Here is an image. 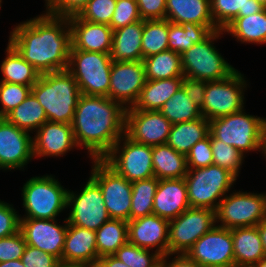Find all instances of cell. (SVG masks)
I'll list each match as a JSON object with an SVG mask.
<instances>
[{"label": "cell", "mask_w": 266, "mask_h": 267, "mask_svg": "<svg viewBox=\"0 0 266 267\" xmlns=\"http://www.w3.org/2000/svg\"><path fill=\"white\" fill-rule=\"evenodd\" d=\"M8 42L40 74L67 70L71 48L69 17L42 13L14 26Z\"/></svg>", "instance_id": "cell-1"}, {"label": "cell", "mask_w": 266, "mask_h": 267, "mask_svg": "<svg viewBox=\"0 0 266 267\" xmlns=\"http://www.w3.org/2000/svg\"><path fill=\"white\" fill-rule=\"evenodd\" d=\"M126 109L105 96L81 94L72 129L77 147L92 159H102L125 134Z\"/></svg>", "instance_id": "cell-2"}, {"label": "cell", "mask_w": 266, "mask_h": 267, "mask_svg": "<svg viewBox=\"0 0 266 267\" xmlns=\"http://www.w3.org/2000/svg\"><path fill=\"white\" fill-rule=\"evenodd\" d=\"M31 93L45 110L48 121L72 124L81 93L68 70L41 74Z\"/></svg>", "instance_id": "cell-3"}, {"label": "cell", "mask_w": 266, "mask_h": 267, "mask_svg": "<svg viewBox=\"0 0 266 267\" xmlns=\"http://www.w3.org/2000/svg\"><path fill=\"white\" fill-rule=\"evenodd\" d=\"M21 191L26 214L20 218L57 219L67 209L68 189L51 174L31 177Z\"/></svg>", "instance_id": "cell-4"}, {"label": "cell", "mask_w": 266, "mask_h": 267, "mask_svg": "<svg viewBox=\"0 0 266 267\" xmlns=\"http://www.w3.org/2000/svg\"><path fill=\"white\" fill-rule=\"evenodd\" d=\"M184 178L190 207L214 211L237 180L233 173L214 164L188 169Z\"/></svg>", "instance_id": "cell-5"}, {"label": "cell", "mask_w": 266, "mask_h": 267, "mask_svg": "<svg viewBox=\"0 0 266 267\" xmlns=\"http://www.w3.org/2000/svg\"><path fill=\"white\" fill-rule=\"evenodd\" d=\"M224 33L221 29L215 30L201 43H195L181 53L184 77L207 82L216 81L228 78L237 70L214 46V41L221 38Z\"/></svg>", "instance_id": "cell-6"}, {"label": "cell", "mask_w": 266, "mask_h": 267, "mask_svg": "<svg viewBox=\"0 0 266 267\" xmlns=\"http://www.w3.org/2000/svg\"><path fill=\"white\" fill-rule=\"evenodd\" d=\"M263 117L250 115L245 109L209 121L210 134L226 145L233 146L245 156L261 151Z\"/></svg>", "instance_id": "cell-7"}, {"label": "cell", "mask_w": 266, "mask_h": 267, "mask_svg": "<svg viewBox=\"0 0 266 267\" xmlns=\"http://www.w3.org/2000/svg\"><path fill=\"white\" fill-rule=\"evenodd\" d=\"M112 62L109 53L70 50L67 70L81 94L108 97Z\"/></svg>", "instance_id": "cell-8"}, {"label": "cell", "mask_w": 266, "mask_h": 267, "mask_svg": "<svg viewBox=\"0 0 266 267\" xmlns=\"http://www.w3.org/2000/svg\"><path fill=\"white\" fill-rule=\"evenodd\" d=\"M234 191L219 202L215 211L217 226L227 229L250 227L257 226L266 219V194L264 192L257 194Z\"/></svg>", "instance_id": "cell-9"}, {"label": "cell", "mask_w": 266, "mask_h": 267, "mask_svg": "<svg viewBox=\"0 0 266 267\" xmlns=\"http://www.w3.org/2000/svg\"><path fill=\"white\" fill-rule=\"evenodd\" d=\"M102 160L131 183L154 177L152 146L136 143L125 134Z\"/></svg>", "instance_id": "cell-10"}, {"label": "cell", "mask_w": 266, "mask_h": 267, "mask_svg": "<svg viewBox=\"0 0 266 267\" xmlns=\"http://www.w3.org/2000/svg\"><path fill=\"white\" fill-rule=\"evenodd\" d=\"M236 70L226 79L208 81L205 88L201 114L208 121L238 112L244 108L247 81Z\"/></svg>", "instance_id": "cell-11"}, {"label": "cell", "mask_w": 266, "mask_h": 267, "mask_svg": "<svg viewBox=\"0 0 266 267\" xmlns=\"http://www.w3.org/2000/svg\"><path fill=\"white\" fill-rule=\"evenodd\" d=\"M90 177L100 186L111 219L130 220L132 183L117 174L102 159H92Z\"/></svg>", "instance_id": "cell-12"}, {"label": "cell", "mask_w": 266, "mask_h": 267, "mask_svg": "<svg viewBox=\"0 0 266 267\" xmlns=\"http://www.w3.org/2000/svg\"><path fill=\"white\" fill-rule=\"evenodd\" d=\"M79 193V194H78ZM68 190L67 195V222L71 225L96 231L110 216L105 207L100 186L89 176L80 192Z\"/></svg>", "instance_id": "cell-13"}, {"label": "cell", "mask_w": 266, "mask_h": 267, "mask_svg": "<svg viewBox=\"0 0 266 267\" xmlns=\"http://www.w3.org/2000/svg\"><path fill=\"white\" fill-rule=\"evenodd\" d=\"M216 226V213L208 208H188L169 221L168 253H187L192 245Z\"/></svg>", "instance_id": "cell-14"}, {"label": "cell", "mask_w": 266, "mask_h": 267, "mask_svg": "<svg viewBox=\"0 0 266 267\" xmlns=\"http://www.w3.org/2000/svg\"><path fill=\"white\" fill-rule=\"evenodd\" d=\"M202 267H235L232 229L215 226L186 253Z\"/></svg>", "instance_id": "cell-15"}, {"label": "cell", "mask_w": 266, "mask_h": 267, "mask_svg": "<svg viewBox=\"0 0 266 267\" xmlns=\"http://www.w3.org/2000/svg\"><path fill=\"white\" fill-rule=\"evenodd\" d=\"M146 81L143 61H113L108 97L125 109L133 107Z\"/></svg>", "instance_id": "cell-16"}, {"label": "cell", "mask_w": 266, "mask_h": 267, "mask_svg": "<svg viewBox=\"0 0 266 267\" xmlns=\"http://www.w3.org/2000/svg\"><path fill=\"white\" fill-rule=\"evenodd\" d=\"M172 123L159 111L135 110L125 112V135L132 141L148 146L166 144Z\"/></svg>", "instance_id": "cell-17"}, {"label": "cell", "mask_w": 266, "mask_h": 267, "mask_svg": "<svg viewBox=\"0 0 266 267\" xmlns=\"http://www.w3.org/2000/svg\"><path fill=\"white\" fill-rule=\"evenodd\" d=\"M29 132L0 118V170H24L33 160V142Z\"/></svg>", "instance_id": "cell-18"}, {"label": "cell", "mask_w": 266, "mask_h": 267, "mask_svg": "<svg viewBox=\"0 0 266 267\" xmlns=\"http://www.w3.org/2000/svg\"><path fill=\"white\" fill-rule=\"evenodd\" d=\"M57 219L20 218V231L29 246L36 247L61 261L68 222Z\"/></svg>", "instance_id": "cell-19"}, {"label": "cell", "mask_w": 266, "mask_h": 267, "mask_svg": "<svg viewBox=\"0 0 266 267\" xmlns=\"http://www.w3.org/2000/svg\"><path fill=\"white\" fill-rule=\"evenodd\" d=\"M169 220L156 214L128 221V242L158 254H168Z\"/></svg>", "instance_id": "cell-20"}, {"label": "cell", "mask_w": 266, "mask_h": 267, "mask_svg": "<svg viewBox=\"0 0 266 267\" xmlns=\"http://www.w3.org/2000/svg\"><path fill=\"white\" fill-rule=\"evenodd\" d=\"M33 135L34 158L61 157L77 148L72 124L47 121Z\"/></svg>", "instance_id": "cell-21"}, {"label": "cell", "mask_w": 266, "mask_h": 267, "mask_svg": "<svg viewBox=\"0 0 266 267\" xmlns=\"http://www.w3.org/2000/svg\"><path fill=\"white\" fill-rule=\"evenodd\" d=\"M70 50L111 53L113 30L109 25L87 22L78 15L69 17Z\"/></svg>", "instance_id": "cell-22"}, {"label": "cell", "mask_w": 266, "mask_h": 267, "mask_svg": "<svg viewBox=\"0 0 266 267\" xmlns=\"http://www.w3.org/2000/svg\"><path fill=\"white\" fill-rule=\"evenodd\" d=\"M190 208L185 178L159 180L153 214L172 220Z\"/></svg>", "instance_id": "cell-23"}, {"label": "cell", "mask_w": 266, "mask_h": 267, "mask_svg": "<svg viewBox=\"0 0 266 267\" xmlns=\"http://www.w3.org/2000/svg\"><path fill=\"white\" fill-rule=\"evenodd\" d=\"M61 261L95 267L98 261L96 232L68 223Z\"/></svg>", "instance_id": "cell-24"}, {"label": "cell", "mask_w": 266, "mask_h": 267, "mask_svg": "<svg viewBox=\"0 0 266 267\" xmlns=\"http://www.w3.org/2000/svg\"><path fill=\"white\" fill-rule=\"evenodd\" d=\"M235 267H253L265 256L257 226L232 229Z\"/></svg>", "instance_id": "cell-25"}, {"label": "cell", "mask_w": 266, "mask_h": 267, "mask_svg": "<svg viewBox=\"0 0 266 267\" xmlns=\"http://www.w3.org/2000/svg\"><path fill=\"white\" fill-rule=\"evenodd\" d=\"M144 20L113 30L112 61H143L142 33Z\"/></svg>", "instance_id": "cell-26"}, {"label": "cell", "mask_w": 266, "mask_h": 267, "mask_svg": "<svg viewBox=\"0 0 266 267\" xmlns=\"http://www.w3.org/2000/svg\"><path fill=\"white\" fill-rule=\"evenodd\" d=\"M165 19L174 24L215 25L210 0H166Z\"/></svg>", "instance_id": "cell-27"}, {"label": "cell", "mask_w": 266, "mask_h": 267, "mask_svg": "<svg viewBox=\"0 0 266 267\" xmlns=\"http://www.w3.org/2000/svg\"><path fill=\"white\" fill-rule=\"evenodd\" d=\"M183 77L147 80L133 108L143 111H159L165 102L182 86Z\"/></svg>", "instance_id": "cell-28"}, {"label": "cell", "mask_w": 266, "mask_h": 267, "mask_svg": "<svg viewBox=\"0 0 266 267\" xmlns=\"http://www.w3.org/2000/svg\"><path fill=\"white\" fill-rule=\"evenodd\" d=\"M223 31L241 44H266V8L248 16H237Z\"/></svg>", "instance_id": "cell-29"}, {"label": "cell", "mask_w": 266, "mask_h": 267, "mask_svg": "<svg viewBox=\"0 0 266 267\" xmlns=\"http://www.w3.org/2000/svg\"><path fill=\"white\" fill-rule=\"evenodd\" d=\"M152 163L154 176L158 180L184 178L188 172L186 156L167 143L152 147Z\"/></svg>", "instance_id": "cell-30"}, {"label": "cell", "mask_w": 266, "mask_h": 267, "mask_svg": "<svg viewBox=\"0 0 266 267\" xmlns=\"http://www.w3.org/2000/svg\"><path fill=\"white\" fill-rule=\"evenodd\" d=\"M209 133V121L202 116L193 121L173 124L167 144L176 152L186 156L191 148Z\"/></svg>", "instance_id": "cell-31"}, {"label": "cell", "mask_w": 266, "mask_h": 267, "mask_svg": "<svg viewBox=\"0 0 266 267\" xmlns=\"http://www.w3.org/2000/svg\"><path fill=\"white\" fill-rule=\"evenodd\" d=\"M215 30H218L215 25L190 22L180 25L168 21V48L181 54L195 43H201Z\"/></svg>", "instance_id": "cell-32"}, {"label": "cell", "mask_w": 266, "mask_h": 267, "mask_svg": "<svg viewBox=\"0 0 266 267\" xmlns=\"http://www.w3.org/2000/svg\"><path fill=\"white\" fill-rule=\"evenodd\" d=\"M5 53L6 58H4L0 65L1 73L3 74L1 81L32 87L38 81L41 74L24 60L9 42Z\"/></svg>", "instance_id": "cell-33"}, {"label": "cell", "mask_w": 266, "mask_h": 267, "mask_svg": "<svg viewBox=\"0 0 266 267\" xmlns=\"http://www.w3.org/2000/svg\"><path fill=\"white\" fill-rule=\"evenodd\" d=\"M210 5L214 24L221 30L237 16H248L264 9L256 0H210Z\"/></svg>", "instance_id": "cell-34"}, {"label": "cell", "mask_w": 266, "mask_h": 267, "mask_svg": "<svg viewBox=\"0 0 266 267\" xmlns=\"http://www.w3.org/2000/svg\"><path fill=\"white\" fill-rule=\"evenodd\" d=\"M4 118L32 134L48 121L45 110L32 93Z\"/></svg>", "instance_id": "cell-35"}, {"label": "cell", "mask_w": 266, "mask_h": 267, "mask_svg": "<svg viewBox=\"0 0 266 267\" xmlns=\"http://www.w3.org/2000/svg\"><path fill=\"white\" fill-rule=\"evenodd\" d=\"M147 80L184 77L181 54L166 50L143 59Z\"/></svg>", "instance_id": "cell-36"}, {"label": "cell", "mask_w": 266, "mask_h": 267, "mask_svg": "<svg viewBox=\"0 0 266 267\" xmlns=\"http://www.w3.org/2000/svg\"><path fill=\"white\" fill-rule=\"evenodd\" d=\"M95 232L99 259L103 256L113 255L128 241V222L121 219H110Z\"/></svg>", "instance_id": "cell-37"}, {"label": "cell", "mask_w": 266, "mask_h": 267, "mask_svg": "<svg viewBox=\"0 0 266 267\" xmlns=\"http://www.w3.org/2000/svg\"><path fill=\"white\" fill-rule=\"evenodd\" d=\"M159 112L173 124L189 122L202 117L200 108L180 89L164 103Z\"/></svg>", "instance_id": "cell-38"}, {"label": "cell", "mask_w": 266, "mask_h": 267, "mask_svg": "<svg viewBox=\"0 0 266 267\" xmlns=\"http://www.w3.org/2000/svg\"><path fill=\"white\" fill-rule=\"evenodd\" d=\"M158 183L159 180L155 176L132 182L130 220L153 214Z\"/></svg>", "instance_id": "cell-39"}, {"label": "cell", "mask_w": 266, "mask_h": 267, "mask_svg": "<svg viewBox=\"0 0 266 267\" xmlns=\"http://www.w3.org/2000/svg\"><path fill=\"white\" fill-rule=\"evenodd\" d=\"M168 20H144L142 33L143 59L168 48Z\"/></svg>", "instance_id": "cell-40"}, {"label": "cell", "mask_w": 266, "mask_h": 267, "mask_svg": "<svg viewBox=\"0 0 266 267\" xmlns=\"http://www.w3.org/2000/svg\"><path fill=\"white\" fill-rule=\"evenodd\" d=\"M150 252L127 241L113 255L130 267H160L161 255Z\"/></svg>", "instance_id": "cell-41"}, {"label": "cell", "mask_w": 266, "mask_h": 267, "mask_svg": "<svg viewBox=\"0 0 266 267\" xmlns=\"http://www.w3.org/2000/svg\"><path fill=\"white\" fill-rule=\"evenodd\" d=\"M210 139L213 151V164L227 169L238 178L240 168H242L246 156L235 147L226 145L222 141L215 139L211 134Z\"/></svg>", "instance_id": "cell-42"}, {"label": "cell", "mask_w": 266, "mask_h": 267, "mask_svg": "<svg viewBox=\"0 0 266 267\" xmlns=\"http://www.w3.org/2000/svg\"><path fill=\"white\" fill-rule=\"evenodd\" d=\"M31 86L0 81V118L19 106L31 93Z\"/></svg>", "instance_id": "cell-43"}, {"label": "cell", "mask_w": 266, "mask_h": 267, "mask_svg": "<svg viewBox=\"0 0 266 267\" xmlns=\"http://www.w3.org/2000/svg\"><path fill=\"white\" fill-rule=\"evenodd\" d=\"M117 0H90L78 16L87 22L109 25Z\"/></svg>", "instance_id": "cell-44"}, {"label": "cell", "mask_w": 266, "mask_h": 267, "mask_svg": "<svg viewBox=\"0 0 266 267\" xmlns=\"http://www.w3.org/2000/svg\"><path fill=\"white\" fill-rule=\"evenodd\" d=\"M140 20L142 18L139 14L137 0H117L109 26L112 30H117Z\"/></svg>", "instance_id": "cell-45"}, {"label": "cell", "mask_w": 266, "mask_h": 267, "mask_svg": "<svg viewBox=\"0 0 266 267\" xmlns=\"http://www.w3.org/2000/svg\"><path fill=\"white\" fill-rule=\"evenodd\" d=\"M188 169L207 167L213 164V151L211 147L210 133L201 141H198L186 155Z\"/></svg>", "instance_id": "cell-46"}, {"label": "cell", "mask_w": 266, "mask_h": 267, "mask_svg": "<svg viewBox=\"0 0 266 267\" xmlns=\"http://www.w3.org/2000/svg\"><path fill=\"white\" fill-rule=\"evenodd\" d=\"M26 245L21 231L8 237L0 238V263L21 259Z\"/></svg>", "instance_id": "cell-47"}, {"label": "cell", "mask_w": 266, "mask_h": 267, "mask_svg": "<svg viewBox=\"0 0 266 267\" xmlns=\"http://www.w3.org/2000/svg\"><path fill=\"white\" fill-rule=\"evenodd\" d=\"M45 12L58 17L78 15L90 0H44Z\"/></svg>", "instance_id": "cell-48"}, {"label": "cell", "mask_w": 266, "mask_h": 267, "mask_svg": "<svg viewBox=\"0 0 266 267\" xmlns=\"http://www.w3.org/2000/svg\"><path fill=\"white\" fill-rule=\"evenodd\" d=\"M20 231V214L13 204L0 200V238L11 236Z\"/></svg>", "instance_id": "cell-49"}, {"label": "cell", "mask_w": 266, "mask_h": 267, "mask_svg": "<svg viewBox=\"0 0 266 267\" xmlns=\"http://www.w3.org/2000/svg\"><path fill=\"white\" fill-rule=\"evenodd\" d=\"M25 267H56L60 260L36 247L26 245L21 258Z\"/></svg>", "instance_id": "cell-50"}, {"label": "cell", "mask_w": 266, "mask_h": 267, "mask_svg": "<svg viewBox=\"0 0 266 267\" xmlns=\"http://www.w3.org/2000/svg\"><path fill=\"white\" fill-rule=\"evenodd\" d=\"M142 20H162L166 14V0H137Z\"/></svg>", "instance_id": "cell-51"}, {"label": "cell", "mask_w": 266, "mask_h": 267, "mask_svg": "<svg viewBox=\"0 0 266 267\" xmlns=\"http://www.w3.org/2000/svg\"><path fill=\"white\" fill-rule=\"evenodd\" d=\"M206 85L207 81L183 77L181 87L184 89L189 99L201 108L204 101Z\"/></svg>", "instance_id": "cell-52"}, {"label": "cell", "mask_w": 266, "mask_h": 267, "mask_svg": "<svg viewBox=\"0 0 266 267\" xmlns=\"http://www.w3.org/2000/svg\"><path fill=\"white\" fill-rule=\"evenodd\" d=\"M170 256H175L171 258ZM171 258V260H169ZM169 260V261H168ZM160 267H202L185 253L166 254L161 256Z\"/></svg>", "instance_id": "cell-53"}, {"label": "cell", "mask_w": 266, "mask_h": 267, "mask_svg": "<svg viewBox=\"0 0 266 267\" xmlns=\"http://www.w3.org/2000/svg\"><path fill=\"white\" fill-rule=\"evenodd\" d=\"M95 267H130L116 258L114 255L100 257Z\"/></svg>", "instance_id": "cell-54"}, {"label": "cell", "mask_w": 266, "mask_h": 267, "mask_svg": "<svg viewBox=\"0 0 266 267\" xmlns=\"http://www.w3.org/2000/svg\"><path fill=\"white\" fill-rule=\"evenodd\" d=\"M261 240H262V245L264 249V253L266 256V219L262 220L258 225H257Z\"/></svg>", "instance_id": "cell-55"}, {"label": "cell", "mask_w": 266, "mask_h": 267, "mask_svg": "<svg viewBox=\"0 0 266 267\" xmlns=\"http://www.w3.org/2000/svg\"><path fill=\"white\" fill-rule=\"evenodd\" d=\"M0 267H25L21 259L1 262Z\"/></svg>", "instance_id": "cell-56"}, {"label": "cell", "mask_w": 266, "mask_h": 267, "mask_svg": "<svg viewBox=\"0 0 266 267\" xmlns=\"http://www.w3.org/2000/svg\"><path fill=\"white\" fill-rule=\"evenodd\" d=\"M261 153H266V118H264V117H263V121H262Z\"/></svg>", "instance_id": "cell-57"}, {"label": "cell", "mask_w": 266, "mask_h": 267, "mask_svg": "<svg viewBox=\"0 0 266 267\" xmlns=\"http://www.w3.org/2000/svg\"><path fill=\"white\" fill-rule=\"evenodd\" d=\"M56 267H89V266L79 263H68L60 261Z\"/></svg>", "instance_id": "cell-58"}, {"label": "cell", "mask_w": 266, "mask_h": 267, "mask_svg": "<svg viewBox=\"0 0 266 267\" xmlns=\"http://www.w3.org/2000/svg\"><path fill=\"white\" fill-rule=\"evenodd\" d=\"M253 267H266V257H264L262 260H260L257 264H255Z\"/></svg>", "instance_id": "cell-59"}, {"label": "cell", "mask_w": 266, "mask_h": 267, "mask_svg": "<svg viewBox=\"0 0 266 267\" xmlns=\"http://www.w3.org/2000/svg\"><path fill=\"white\" fill-rule=\"evenodd\" d=\"M258 3H260L264 8H266V0H256Z\"/></svg>", "instance_id": "cell-60"}]
</instances>
